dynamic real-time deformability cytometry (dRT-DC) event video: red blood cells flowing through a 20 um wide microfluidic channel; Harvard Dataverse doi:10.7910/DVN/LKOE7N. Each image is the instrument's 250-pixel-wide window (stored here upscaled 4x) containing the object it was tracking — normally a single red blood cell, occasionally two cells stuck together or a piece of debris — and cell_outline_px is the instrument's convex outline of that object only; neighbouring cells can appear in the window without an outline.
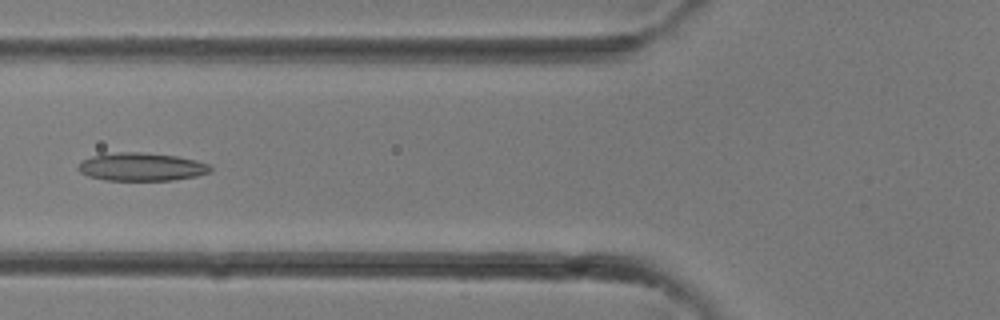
{"species": "common noctule bat (a hibernating species)", "species_latin": "Nyctalus noctula", "temperature_condition": "room temperature", "stored_images_in_passage": 33, "camera_frame_rate_fps": 3000, "um_per_image_px": 0.085, "animal": {"sex": "female"}, "frame": {"image": 1, "passage_image": 13, "time_ms": 4.0, "image_size_px": [1000, 320], "cell_outline_px": [[212, 172], [196, 176], [172, 180], [104, 180], [88, 176], [80, 172], [76, 168], [80, 160], [92, 156], [116, 152], [140, 152], [176, 156], [196, 160], [208, 164], [212, 168]], "centroid_in_image_um": [12.0, 14.18], "position_along_channel_um": 113.8, "area_um2": 21.73}}
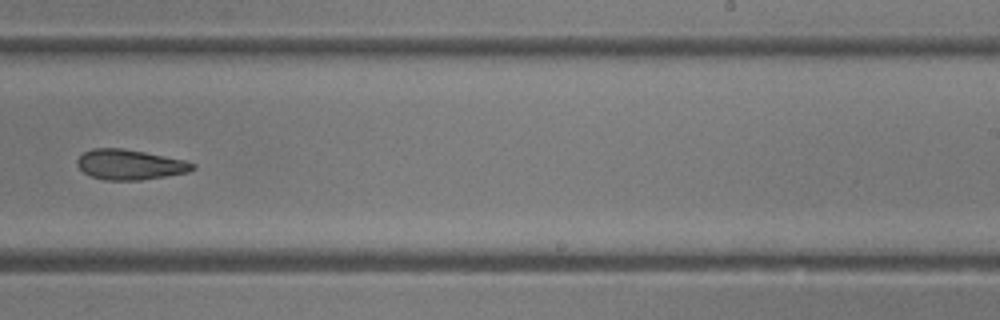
{"frame": {"image": 2, "passage_image": 21, "time_ms": 6.667, "image_size_px": [1000, 320], "cell_outline_px": [[196, 168], [188, 172], [140, 180], [104, 180], [88, 176], [76, 164], [76, 160], [84, 152], [92, 148], [120, 148], [144, 152], [184, 160], [196, 164]], "centroid_in_image_um": [11.01, 13.99], "position_along_channel_um": 278.0, "area_um2": 20.23}}
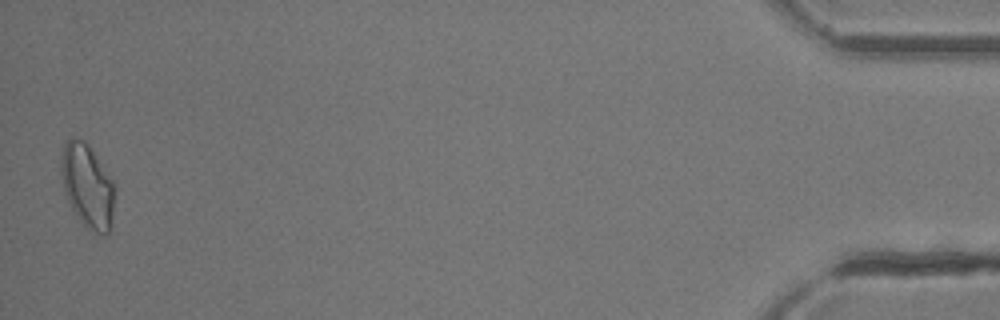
{"frame": {"image": 3, "passage_image": 33, "time_ms": 10.667, "image_size_px": [1000, 320], "cell_outline_px": [[116, 184], [112, 228], [104, 236], [96, 232], [84, 224], [72, 208], [64, 192], [60, 172], [60, 168], [64, 144], [72, 136], [84, 140]], "centroid_in_image_um": [7.46, 15.81], "position_along_channel_um": 427.7, "area_um2": 26.18}}